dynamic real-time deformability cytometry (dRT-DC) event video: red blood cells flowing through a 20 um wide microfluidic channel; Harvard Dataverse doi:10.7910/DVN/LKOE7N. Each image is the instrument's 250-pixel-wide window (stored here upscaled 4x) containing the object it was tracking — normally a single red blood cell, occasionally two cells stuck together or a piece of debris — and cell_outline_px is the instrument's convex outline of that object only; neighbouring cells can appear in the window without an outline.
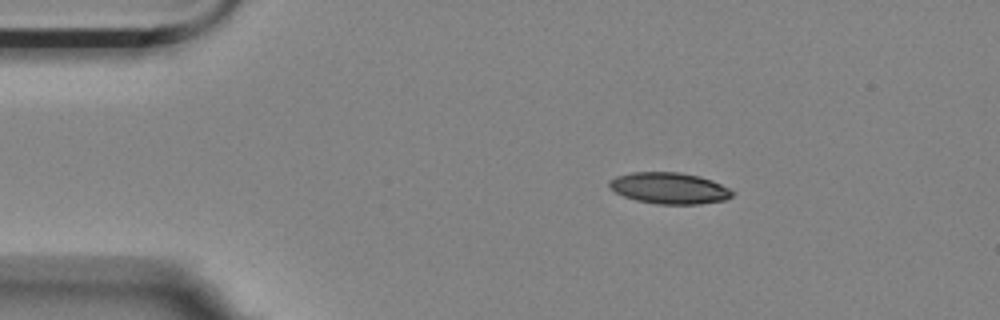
{"species": "Egyptian fruit bat (a non-hibernating species)", "species_latin": "Rousettus aegyptiacus", "temperature_condition": "room temperature", "stored_images_in_passage": 4, "camera_frame_rate_fps": 3000, "um_per_image_px": 0.085, "animal": {"sex": "female"}, "frame": {"image": 1, "passage_image": 2, "time_ms": 0.333, "image_size_px": [1000, 320], "cell_outline_px": [[736, 192], [732, 196], [724, 200], [700, 204], [656, 204], [636, 200], [624, 196], [616, 192], [608, 184], [608, 180], [616, 176], [632, 172], [680, 172], [700, 176], [712, 180]], "centroid_in_image_um": [56.9, 15.99], "position_along_channel_um": 28.1, "area_um2": 22.48}}